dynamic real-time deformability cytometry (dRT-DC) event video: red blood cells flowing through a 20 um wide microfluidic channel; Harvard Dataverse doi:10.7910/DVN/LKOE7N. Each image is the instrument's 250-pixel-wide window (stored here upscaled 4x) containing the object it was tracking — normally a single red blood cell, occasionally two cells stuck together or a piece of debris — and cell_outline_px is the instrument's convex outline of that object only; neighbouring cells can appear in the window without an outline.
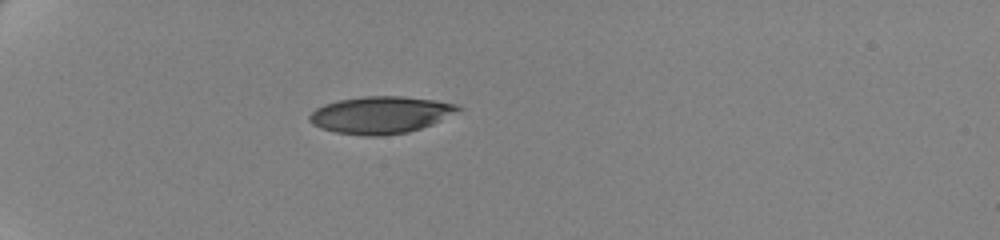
{"species": "human", "species_latin": "Homo sapiens", "temperature_condition": "cold", "stored_images_in_passage": 41, "camera_frame_rate_fps": 3000, "um_per_image_px": 0.085, "donor": {"sex": "female"}, "frame": {"image": 1, "passage_image": 1, "time_ms": 0.0, "image_size_px": [1000, 240], "cell_outline_px": [[464, 108], [432, 124], [408, 132], [376, 136], [368, 136], [336, 132], [320, 128], [312, 124], [308, 120], [308, 116], [316, 108], [324, 104], [340, 100], [364, 96], [404, 96], [436, 100], [456, 104]], "centroid_in_image_um": [32.34, 9.76], "position_along_channel_um": 52.7, "area_um2": 32.02}}
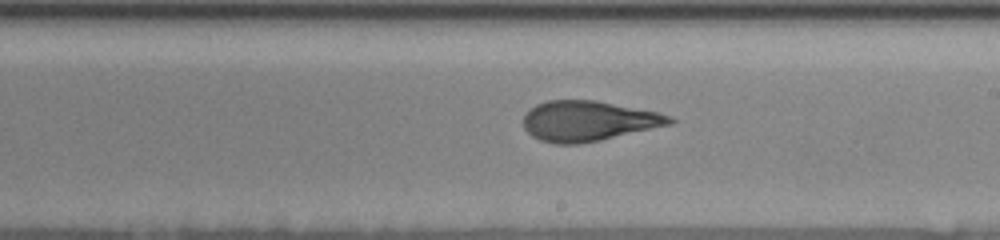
{"frame": {"image": 2, "passage_image": 20, "time_ms": 6.333, "image_size_px": [1000, 240], "cell_outline_px": [[676, 120], [672, 124], [600, 140], [580, 144], [556, 144], [540, 140], [532, 136], [524, 128], [524, 112], [536, 104], [548, 100], [596, 100], [660, 112]], "centroid_in_image_um": [49.99, 10.28], "position_along_channel_um": 239.0, "area_um2": 34.39}}
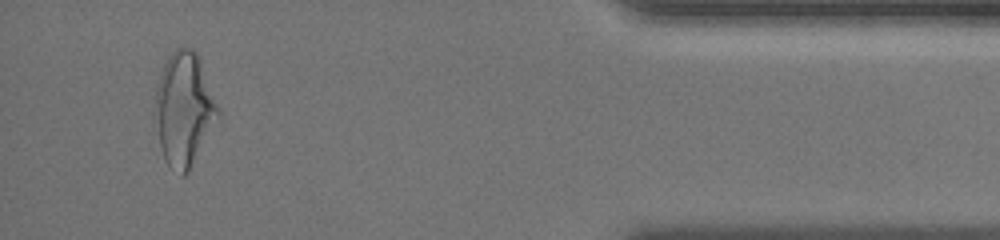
{"frame": {"image": 3, "passage_image": 39, "time_ms": 12.667, "image_size_px": [1000, 240], "cell_outline_px": [[224, 116], [188, 172], [184, 176], [180, 176], [164, 160], [152, 124], [152, 104], [156, 84], [160, 72], [168, 56], [176, 48], [192, 48], [196, 52], [200, 60]], "centroid_in_image_um": [15.64, 9.33], "position_along_channel_um": 419.6, "area_um2": 43.75}, "authors_computed_cell_mechanics": {"area_um2": 34.391, "velocity_mm_per_s": 3.4903, "shape_relaxation_time_tau1_ms": 6.1018, "shape_relaxation_time_tau2_ms": 1.5237, "deformation_change_tau1": 0.1859, "deformation_change_tau2": 0.0785}}